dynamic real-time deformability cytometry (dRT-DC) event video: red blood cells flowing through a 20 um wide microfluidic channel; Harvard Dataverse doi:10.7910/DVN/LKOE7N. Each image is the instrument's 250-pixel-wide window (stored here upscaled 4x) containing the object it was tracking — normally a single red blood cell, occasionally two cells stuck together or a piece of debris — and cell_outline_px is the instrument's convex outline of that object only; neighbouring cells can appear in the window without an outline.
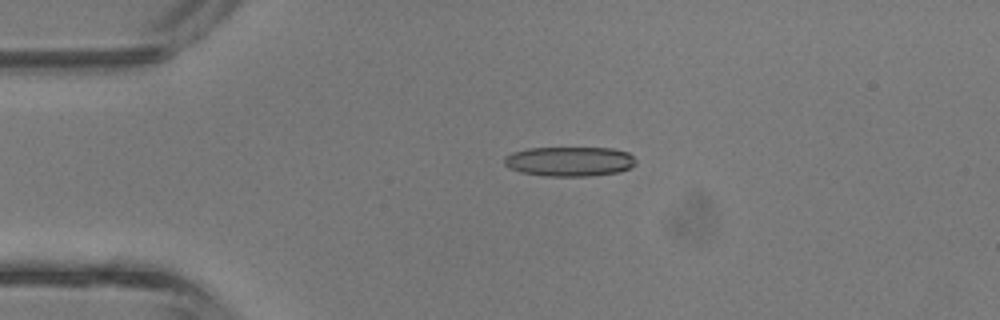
{"species": "common noctule bat (a hibernating species)", "species_latin": "Nyctalus noctula", "temperature_condition": "room temperature", "stored_images_in_passage": 3, "camera_frame_rate_fps": 3000, "um_per_image_px": 0.085, "animal": {"sex": "male", "body_mass_g": 13.3}, "frame": {"image": 1, "passage_image": 2, "time_ms": 0.333, "image_size_px": [1000, 320], "cell_outline_px": [[636, 164], [628, 168], [616, 172], [588, 176], [544, 176], [520, 172], [508, 168], [504, 164], [504, 156], [512, 152], [528, 148], [612, 148], [628, 152], [636, 160]], "centroid_in_image_um": [48.36, 13.72], "position_along_channel_um": 36.6, "area_um2": 22.77}}